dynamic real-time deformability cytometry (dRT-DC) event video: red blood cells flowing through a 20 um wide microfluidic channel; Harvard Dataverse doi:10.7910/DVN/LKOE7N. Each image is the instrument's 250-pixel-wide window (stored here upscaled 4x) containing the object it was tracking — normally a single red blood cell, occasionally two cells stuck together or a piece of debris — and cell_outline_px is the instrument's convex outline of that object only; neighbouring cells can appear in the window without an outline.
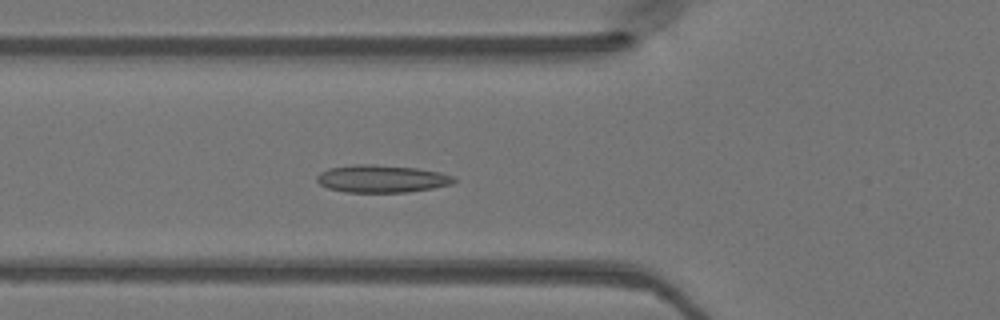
{"species": "Egyptian fruit bat (a non-hibernating species)", "species_latin": "Rousettus aegyptiacus", "temperature_condition": "warm", "stored_images_in_passage": 49, "camera_frame_rate_fps": 3000, "um_per_image_px": 0.085, "animal": {"sex": "female"}, "frame": {"image": 1, "passage_image": 18, "time_ms": 5.667, "image_size_px": [1000, 320], "cell_outline_px": [[456, 180], [452, 184], [432, 188], [408, 192], [344, 192], [328, 188], [320, 184], [316, 180], [316, 176], [320, 172], [328, 168], [356, 164], [376, 164], [416, 168], [440, 172], [452, 176]], "centroid_in_image_um": [32.41, 15.19], "position_along_channel_um": 93.4, "area_um2": 22.02}}
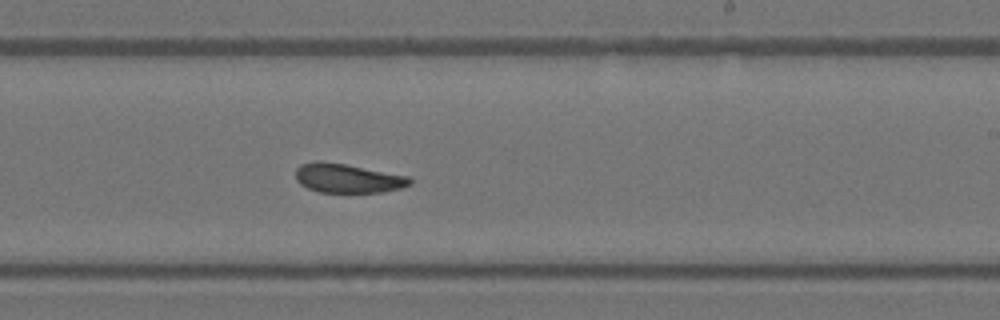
{"frame": {"image": 2, "passage_image": 30, "time_ms": 9.667, "image_size_px": [1000, 320], "cell_outline_px": [[412, 184], [400, 188], [384, 192], [320, 192], [308, 188], [300, 184], [296, 180], [296, 168], [300, 164], [316, 160], [320, 160], [344, 164], [408, 176], [412, 180]], "centroid_in_image_um": [29.52, 15.15], "position_along_channel_um": 259.5, "area_um2": 19.36}}
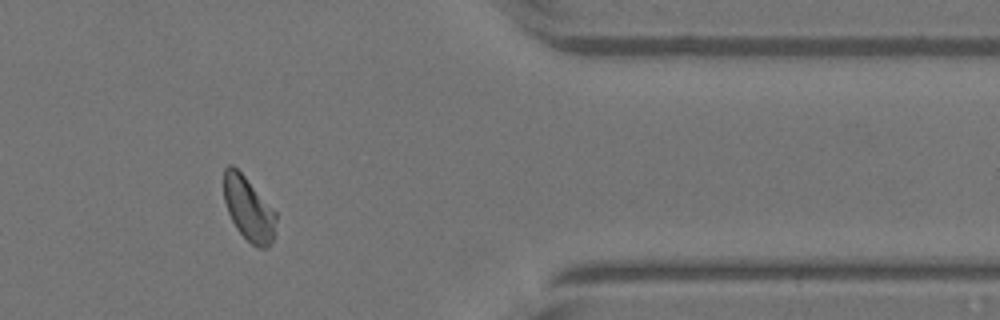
{"frame": {"image": 3, "passage_image": 41, "time_ms": 13.333, "image_size_px": [1000, 320], "cell_outline_px": [[276, 220], [272, 240], [268, 248], [260, 248], [252, 244], [236, 228], [228, 212], [224, 200], [224, 168], [228, 164], [232, 164], [244, 176], [276, 212]], "centroid_in_image_um": [21.11, 17.74], "position_along_channel_um": 390.3, "area_um2": 19.07}}